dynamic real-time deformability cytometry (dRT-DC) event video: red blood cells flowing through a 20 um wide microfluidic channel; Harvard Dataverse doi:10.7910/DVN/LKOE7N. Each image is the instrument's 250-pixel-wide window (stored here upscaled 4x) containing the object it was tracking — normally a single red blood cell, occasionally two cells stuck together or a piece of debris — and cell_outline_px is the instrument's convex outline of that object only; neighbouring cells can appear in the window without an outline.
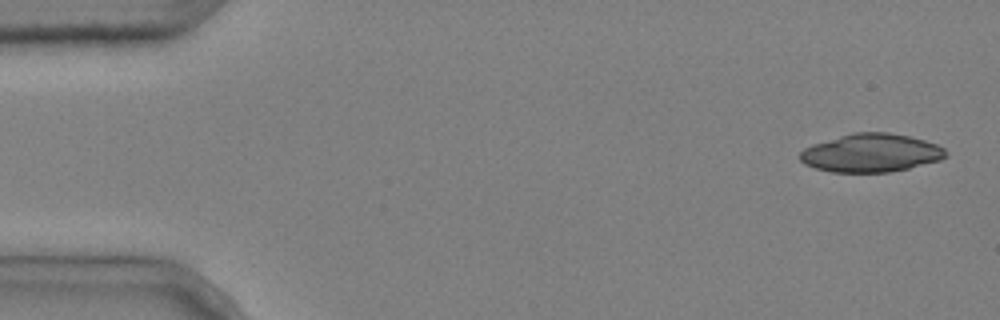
{"species": "common noctule bat (a hibernating species)", "species_latin": "Nyctalus noctula", "temperature_condition": "cold", "stored_images_in_passage": 7, "camera_frame_rate_fps": 3000, "um_per_image_px": 0.085, "animal": {"sex": "male", "body_mass_g": 20.4}, "frame": {"image": 1, "passage_image": 1, "time_ms": 0.0, "image_size_px": [1000, 320], "cell_outline_px": [[948, 156], [940, 160], [908, 168], [888, 172], [832, 172], [816, 168], [804, 164], [800, 160], [800, 152], [804, 148], [812, 144], [852, 132], [888, 132], [908, 136], [924, 140], [936, 144], [944, 148], [948, 152]], "centroid_in_image_um": [74.04, 12.99], "position_along_channel_um": 11.0, "area_um2": 32.54}}